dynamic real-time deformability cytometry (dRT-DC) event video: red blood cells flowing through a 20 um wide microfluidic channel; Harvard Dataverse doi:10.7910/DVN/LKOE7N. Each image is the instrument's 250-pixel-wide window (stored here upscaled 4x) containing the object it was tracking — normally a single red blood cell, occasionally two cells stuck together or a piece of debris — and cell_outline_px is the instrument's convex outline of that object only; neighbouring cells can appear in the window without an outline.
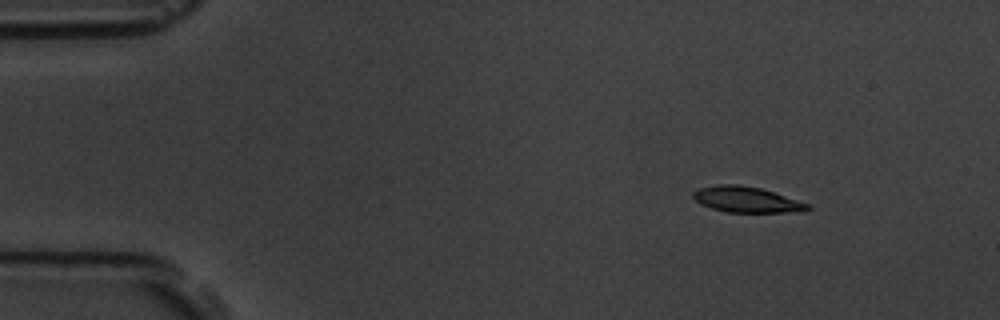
{"species": "common noctule bat (a hibernating species)", "species_latin": "Nyctalus noctula", "temperature_condition": "room temperature", "stored_images_in_passage": 3, "camera_frame_rate_fps": 3000, "um_per_image_px": 0.085, "animal": {"sex": "male", "body_mass_g": 19.5, "forearm_length_mm": 54.6}, "frame": {"image": 1, "passage_image": 1, "time_ms": 0.0, "image_size_px": [1000, 320], "cell_outline_px": [[812, 208], [804, 212], [728, 212], [712, 208], [700, 204], [692, 196], [692, 192], [700, 188], [716, 184], [736, 184], [760, 188], [812, 204]], "centroid_in_image_um": [63.51, 16.97], "position_along_channel_um": 21.5, "area_um2": 17.28}}
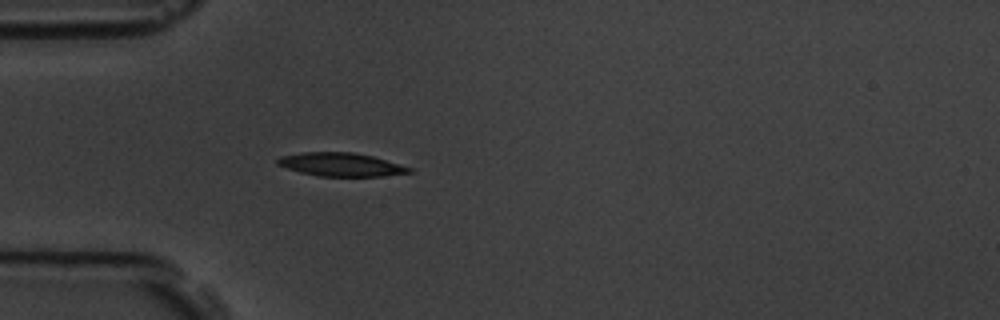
{"frame": {"image": 2, "passage_image": 3, "time_ms": 3.0, "image_size_px": [1000, 320], "cell_outline_px": [[412, 172], [380, 176], [320, 176], [300, 172], [276, 164], [276, 160], [280, 156], [300, 152], [352, 152], [372, 156], [400, 164], [412, 168]], "centroid_in_image_um": [28.95, 13.98], "position_along_channel_um": 56.0, "area_um2": 17.86}}